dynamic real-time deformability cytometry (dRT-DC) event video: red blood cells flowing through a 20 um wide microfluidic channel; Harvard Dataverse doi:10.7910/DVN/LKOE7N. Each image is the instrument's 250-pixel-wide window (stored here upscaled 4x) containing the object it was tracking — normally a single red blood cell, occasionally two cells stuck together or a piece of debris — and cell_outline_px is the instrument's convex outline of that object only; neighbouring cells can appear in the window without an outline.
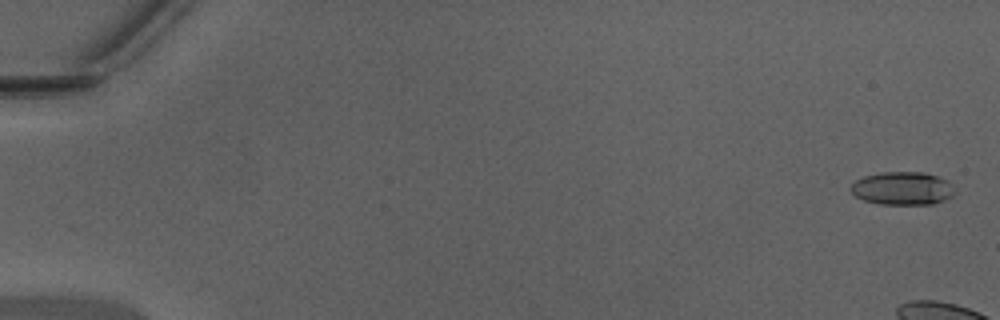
{"species": "Egyptian fruit bat (a non-hibernating species)", "species_latin": "Rousettus aegyptiacus", "temperature_condition": "warm", "stored_images_in_passage": 9, "camera_frame_rate_fps": 3000, "um_per_image_px": 0.085, "animal": {"sex": "male"}, "frame": {"image": 1, "passage_image": 2, "time_ms": 0.333, "image_size_px": [1000, 320], "cell_outline_px": [[956, 192], [952, 196], [944, 200], [932, 204], [880, 204], [864, 200], [856, 196], [848, 188], [856, 180], [864, 176], [880, 172], [924, 172], [948, 180], [952, 184]], "centroid_in_image_um": [76.72, 16.0], "position_along_channel_um": 8.3, "area_um2": 20.17}}